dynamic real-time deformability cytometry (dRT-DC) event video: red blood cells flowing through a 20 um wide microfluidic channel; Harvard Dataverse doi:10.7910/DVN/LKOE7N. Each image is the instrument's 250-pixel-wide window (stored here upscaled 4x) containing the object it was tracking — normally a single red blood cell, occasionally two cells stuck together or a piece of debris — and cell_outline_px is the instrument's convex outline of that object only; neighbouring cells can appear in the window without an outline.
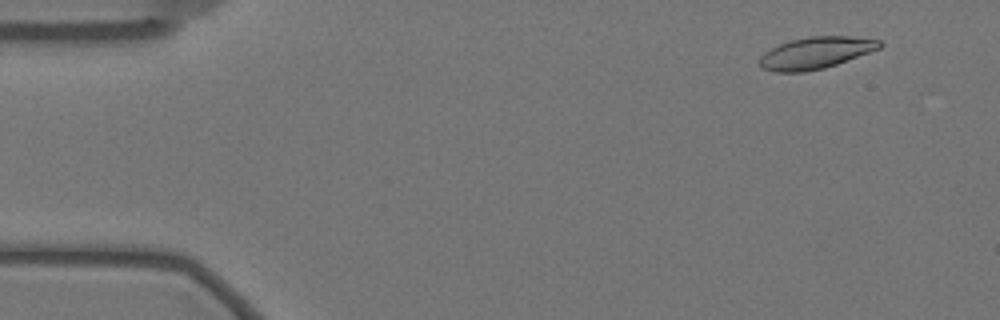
{"species": "Egyptian fruit bat (a non-hibernating species)", "species_latin": "Rousettus aegyptiacus", "temperature_condition": "warm", "stored_images_in_passage": 58, "camera_frame_rate_fps": 3000, "um_per_image_px": 0.085, "animal": {"sex": "female"}, "frame": {"image": 1, "passage_image": 5, "time_ms": 1.333, "image_size_px": [1000, 320], "cell_outline_px": [[884, 44], [880, 48], [836, 64], [824, 68], [804, 72], [776, 72], [760, 68], [760, 56], [764, 52], [780, 44], [792, 40], [808, 36], [848, 36], [880, 40]], "centroid_in_image_um": [69.32, 4.49], "position_along_channel_um": 15.7, "area_um2": 22.08}}
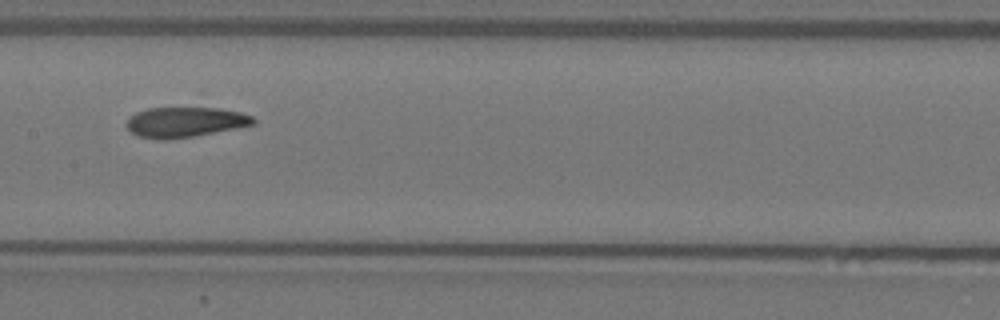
{"frame": {"image": 2, "passage_image": 29, "time_ms": 9.333, "image_size_px": [1000, 320], "cell_outline_px": [[256, 120], [252, 124], [192, 136], [164, 140], [160, 140], [136, 136], [128, 128], [128, 120], [136, 112], [148, 108], [220, 108], [240, 112], [252, 116]], "centroid_in_image_um": [15.69, 10.37], "position_along_channel_um": 191.7, "area_um2": 21.79}}
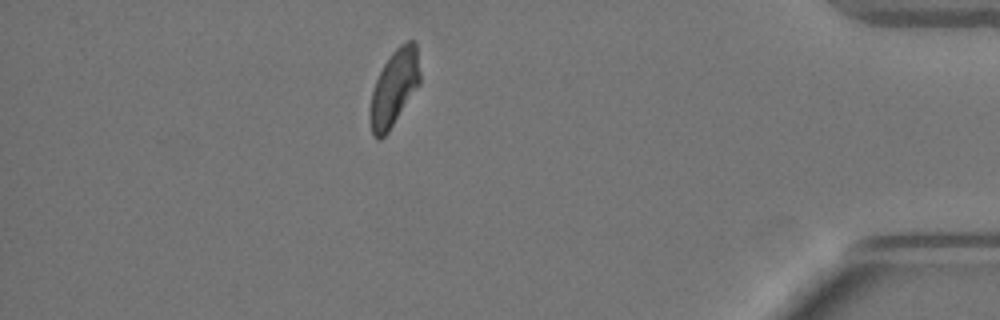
{"frame": {"image": 3, "passage_image": 51, "time_ms": 16.667, "image_size_px": [1000, 320], "cell_outline_px": [[420, 84], [388, 132], [380, 140], [376, 140], [372, 136], [372, 92], [376, 80], [384, 64], [392, 52], [400, 44], [408, 40], [412, 40], [416, 44], [420, 72]], "centroid_in_image_um": [33.54, 7.44], "position_along_channel_um": 401.7, "area_um2": 21.62}, "authors_computed_cell_mechanics": {"area_um2": 22.7154, "velocity_mm_per_s": 3.4714, "shape_relaxation_time_tau1_ms": 9.4335, "shape_relaxation_time_tau2_ms": 2.6552, "deformation_change_tau1": 0.2106, "deformation_change_tau2": 0.0901}}